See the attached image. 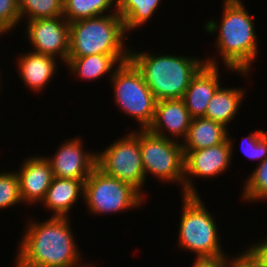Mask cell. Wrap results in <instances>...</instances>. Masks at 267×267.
Instances as JSON below:
<instances>
[{"label":"cell","mask_w":267,"mask_h":267,"mask_svg":"<svg viewBox=\"0 0 267 267\" xmlns=\"http://www.w3.org/2000/svg\"><path fill=\"white\" fill-rule=\"evenodd\" d=\"M70 217L29 218L18 244L16 258L29 267H70L80 264L82 253L75 242Z\"/></svg>","instance_id":"6da1fadb"},{"label":"cell","mask_w":267,"mask_h":267,"mask_svg":"<svg viewBox=\"0 0 267 267\" xmlns=\"http://www.w3.org/2000/svg\"><path fill=\"white\" fill-rule=\"evenodd\" d=\"M243 0L222 1V18L220 23L214 19L207 20L204 30L208 34L216 35L217 55L227 71L250 75L252 63L258 57V39L254 27V14H249ZM253 20V21H252Z\"/></svg>","instance_id":"7a4b0ae2"},{"label":"cell","mask_w":267,"mask_h":267,"mask_svg":"<svg viewBox=\"0 0 267 267\" xmlns=\"http://www.w3.org/2000/svg\"><path fill=\"white\" fill-rule=\"evenodd\" d=\"M130 49L129 60L142 73L156 100L182 99L191 79L206 64L197 56L141 52Z\"/></svg>","instance_id":"3957f363"},{"label":"cell","mask_w":267,"mask_h":267,"mask_svg":"<svg viewBox=\"0 0 267 267\" xmlns=\"http://www.w3.org/2000/svg\"><path fill=\"white\" fill-rule=\"evenodd\" d=\"M123 19L118 13L69 23L68 57L95 54H130Z\"/></svg>","instance_id":"277c9868"},{"label":"cell","mask_w":267,"mask_h":267,"mask_svg":"<svg viewBox=\"0 0 267 267\" xmlns=\"http://www.w3.org/2000/svg\"><path fill=\"white\" fill-rule=\"evenodd\" d=\"M201 195H182V211L177 246L195 254L194 259L224 257L215 217Z\"/></svg>","instance_id":"5b68a950"},{"label":"cell","mask_w":267,"mask_h":267,"mask_svg":"<svg viewBox=\"0 0 267 267\" xmlns=\"http://www.w3.org/2000/svg\"><path fill=\"white\" fill-rule=\"evenodd\" d=\"M108 80L113 83V102L120 112L133 118L138 129H147L153 121L157 100L142 73L129 60L122 63Z\"/></svg>","instance_id":"8992f818"},{"label":"cell","mask_w":267,"mask_h":267,"mask_svg":"<svg viewBox=\"0 0 267 267\" xmlns=\"http://www.w3.org/2000/svg\"><path fill=\"white\" fill-rule=\"evenodd\" d=\"M146 198L130 184L105 174L97 166L84 182L83 200L92 215L119 214L132 208L139 209Z\"/></svg>","instance_id":"52a82bcc"},{"label":"cell","mask_w":267,"mask_h":267,"mask_svg":"<svg viewBox=\"0 0 267 267\" xmlns=\"http://www.w3.org/2000/svg\"><path fill=\"white\" fill-rule=\"evenodd\" d=\"M97 152L96 166L105 174L115 177L135 188L143 197L146 178L140 151V129L131 130L125 136Z\"/></svg>","instance_id":"ba28073f"},{"label":"cell","mask_w":267,"mask_h":267,"mask_svg":"<svg viewBox=\"0 0 267 267\" xmlns=\"http://www.w3.org/2000/svg\"><path fill=\"white\" fill-rule=\"evenodd\" d=\"M140 151L146 180L150 174L160 183L178 184L183 195L184 151L181 142L154 135L144 129L140 130Z\"/></svg>","instance_id":"9c48e42d"},{"label":"cell","mask_w":267,"mask_h":267,"mask_svg":"<svg viewBox=\"0 0 267 267\" xmlns=\"http://www.w3.org/2000/svg\"><path fill=\"white\" fill-rule=\"evenodd\" d=\"M218 145L203 148L199 150L188 151L184 155V179L183 195H200L194 186V177L196 178H217L225 173L231 166L233 148V139L230 138Z\"/></svg>","instance_id":"30bf717a"},{"label":"cell","mask_w":267,"mask_h":267,"mask_svg":"<svg viewBox=\"0 0 267 267\" xmlns=\"http://www.w3.org/2000/svg\"><path fill=\"white\" fill-rule=\"evenodd\" d=\"M25 37L33 52L51 55L66 63L69 55V22L62 16L27 21ZM62 60V61H61ZM64 61V62H63Z\"/></svg>","instance_id":"8fae6325"},{"label":"cell","mask_w":267,"mask_h":267,"mask_svg":"<svg viewBox=\"0 0 267 267\" xmlns=\"http://www.w3.org/2000/svg\"><path fill=\"white\" fill-rule=\"evenodd\" d=\"M81 137L64 140L54 155L46 158L52 168L53 177L86 180L96 167L97 152L83 148Z\"/></svg>","instance_id":"7c38bea8"},{"label":"cell","mask_w":267,"mask_h":267,"mask_svg":"<svg viewBox=\"0 0 267 267\" xmlns=\"http://www.w3.org/2000/svg\"><path fill=\"white\" fill-rule=\"evenodd\" d=\"M216 55L206 58V64L191 79L183 100L192 118L203 117L215 92L222 86L220 70Z\"/></svg>","instance_id":"4fadbf2b"},{"label":"cell","mask_w":267,"mask_h":267,"mask_svg":"<svg viewBox=\"0 0 267 267\" xmlns=\"http://www.w3.org/2000/svg\"><path fill=\"white\" fill-rule=\"evenodd\" d=\"M191 121L183 99H163L157 101L153 121L147 130L154 135L182 142Z\"/></svg>","instance_id":"5bb4252c"},{"label":"cell","mask_w":267,"mask_h":267,"mask_svg":"<svg viewBox=\"0 0 267 267\" xmlns=\"http://www.w3.org/2000/svg\"><path fill=\"white\" fill-rule=\"evenodd\" d=\"M16 174L19 178L20 196L27 205H37L44 199L53 179L52 168L46 156L25 158Z\"/></svg>","instance_id":"9a60e30c"},{"label":"cell","mask_w":267,"mask_h":267,"mask_svg":"<svg viewBox=\"0 0 267 267\" xmlns=\"http://www.w3.org/2000/svg\"><path fill=\"white\" fill-rule=\"evenodd\" d=\"M54 56L39 54L29 50L16 58L20 78L27 89L40 93L56 76L58 60ZM42 90V91H41Z\"/></svg>","instance_id":"2e32d148"},{"label":"cell","mask_w":267,"mask_h":267,"mask_svg":"<svg viewBox=\"0 0 267 267\" xmlns=\"http://www.w3.org/2000/svg\"><path fill=\"white\" fill-rule=\"evenodd\" d=\"M84 182L85 180L53 177L41 205L53 212L51 217L68 218L77 200L81 197L84 199Z\"/></svg>","instance_id":"e0dca14e"},{"label":"cell","mask_w":267,"mask_h":267,"mask_svg":"<svg viewBox=\"0 0 267 267\" xmlns=\"http://www.w3.org/2000/svg\"><path fill=\"white\" fill-rule=\"evenodd\" d=\"M129 56L130 54H95L85 57H68L65 66L73 76L91 82V80L104 78L106 75L111 78L122 63L129 61Z\"/></svg>","instance_id":"ac0fdd59"},{"label":"cell","mask_w":267,"mask_h":267,"mask_svg":"<svg viewBox=\"0 0 267 267\" xmlns=\"http://www.w3.org/2000/svg\"><path fill=\"white\" fill-rule=\"evenodd\" d=\"M229 127L206 117L192 118L185 139L181 142L184 155L191 150L208 148L228 139Z\"/></svg>","instance_id":"d6986e66"},{"label":"cell","mask_w":267,"mask_h":267,"mask_svg":"<svg viewBox=\"0 0 267 267\" xmlns=\"http://www.w3.org/2000/svg\"><path fill=\"white\" fill-rule=\"evenodd\" d=\"M245 90V91H244ZM244 88H225L220 87L211 98L204 117L209 118L215 122L223 124L225 127L229 126L231 121L237 117L242 101L246 94Z\"/></svg>","instance_id":"ffe728a7"},{"label":"cell","mask_w":267,"mask_h":267,"mask_svg":"<svg viewBox=\"0 0 267 267\" xmlns=\"http://www.w3.org/2000/svg\"><path fill=\"white\" fill-rule=\"evenodd\" d=\"M159 4L161 0H117V13L123 19L126 33L147 24Z\"/></svg>","instance_id":"44dd1931"},{"label":"cell","mask_w":267,"mask_h":267,"mask_svg":"<svg viewBox=\"0 0 267 267\" xmlns=\"http://www.w3.org/2000/svg\"><path fill=\"white\" fill-rule=\"evenodd\" d=\"M116 6L117 0H63L62 17L71 23L80 19L117 13Z\"/></svg>","instance_id":"7402d4cb"},{"label":"cell","mask_w":267,"mask_h":267,"mask_svg":"<svg viewBox=\"0 0 267 267\" xmlns=\"http://www.w3.org/2000/svg\"><path fill=\"white\" fill-rule=\"evenodd\" d=\"M21 21L54 18L63 15V0H18Z\"/></svg>","instance_id":"603a6c76"},{"label":"cell","mask_w":267,"mask_h":267,"mask_svg":"<svg viewBox=\"0 0 267 267\" xmlns=\"http://www.w3.org/2000/svg\"><path fill=\"white\" fill-rule=\"evenodd\" d=\"M248 176L244 180L241 200L249 203H256L259 200L265 202L267 200V158L258 163Z\"/></svg>","instance_id":"cb8c5ba5"},{"label":"cell","mask_w":267,"mask_h":267,"mask_svg":"<svg viewBox=\"0 0 267 267\" xmlns=\"http://www.w3.org/2000/svg\"><path fill=\"white\" fill-rule=\"evenodd\" d=\"M19 178L15 171H0V210L22 204Z\"/></svg>","instance_id":"d4e9b609"},{"label":"cell","mask_w":267,"mask_h":267,"mask_svg":"<svg viewBox=\"0 0 267 267\" xmlns=\"http://www.w3.org/2000/svg\"><path fill=\"white\" fill-rule=\"evenodd\" d=\"M240 149L247 158L261 163L267 158V132L257 129L244 137Z\"/></svg>","instance_id":"484cf974"},{"label":"cell","mask_w":267,"mask_h":267,"mask_svg":"<svg viewBox=\"0 0 267 267\" xmlns=\"http://www.w3.org/2000/svg\"><path fill=\"white\" fill-rule=\"evenodd\" d=\"M20 22L18 0H0V35L8 34Z\"/></svg>","instance_id":"4316f807"},{"label":"cell","mask_w":267,"mask_h":267,"mask_svg":"<svg viewBox=\"0 0 267 267\" xmlns=\"http://www.w3.org/2000/svg\"><path fill=\"white\" fill-rule=\"evenodd\" d=\"M231 258V259H230ZM223 267H262L259 258L247 247L237 256L223 258Z\"/></svg>","instance_id":"83f0119b"},{"label":"cell","mask_w":267,"mask_h":267,"mask_svg":"<svg viewBox=\"0 0 267 267\" xmlns=\"http://www.w3.org/2000/svg\"><path fill=\"white\" fill-rule=\"evenodd\" d=\"M248 247L259 258L261 266H267V237L253 242Z\"/></svg>","instance_id":"f1b7e54d"},{"label":"cell","mask_w":267,"mask_h":267,"mask_svg":"<svg viewBox=\"0 0 267 267\" xmlns=\"http://www.w3.org/2000/svg\"><path fill=\"white\" fill-rule=\"evenodd\" d=\"M223 258L194 259L192 267H223Z\"/></svg>","instance_id":"f546056e"},{"label":"cell","mask_w":267,"mask_h":267,"mask_svg":"<svg viewBox=\"0 0 267 267\" xmlns=\"http://www.w3.org/2000/svg\"><path fill=\"white\" fill-rule=\"evenodd\" d=\"M14 266L15 267H29V266H26V265H24L22 262H20L16 257H15V259H14Z\"/></svg>","instance_id":"4dcf8cb0"},{"label":"cell","mask_w":267,"mask_h":267,"mask_svg":"<svg viewBox=\"0 0 267 267\" xmlns=\"http://www.w3.org/2000/svg\"><path fill=\"white\" fill-rule=\"evenodd\" d=\"M70 267H94V266H93V264L92 265L91 264L89 265V264H86L85 263V264L82 265V263H81L80 265L79 264H76V265H73V266H70Z\"/></svg>","instance_id":"1f68e13d"},{"label":"cell","mask_w":267,"mask_h":267,"mask_svg":"<svg viewBox=\"0 0 267 267\" xmlns=\"http://www.w3.org/2000/svg\"><path fill=\"white\" fill-rule=\"evenodd\" d=\"M1 37H2V36L0 35V38H1ZM0 76H1V75H0ZM1 82H2V81H1V78H0V90H1V86H2V85H1ZM0 92H1V91H0Z\"/></svg>","instance_id":"d6a6232c"}]
</instances>
